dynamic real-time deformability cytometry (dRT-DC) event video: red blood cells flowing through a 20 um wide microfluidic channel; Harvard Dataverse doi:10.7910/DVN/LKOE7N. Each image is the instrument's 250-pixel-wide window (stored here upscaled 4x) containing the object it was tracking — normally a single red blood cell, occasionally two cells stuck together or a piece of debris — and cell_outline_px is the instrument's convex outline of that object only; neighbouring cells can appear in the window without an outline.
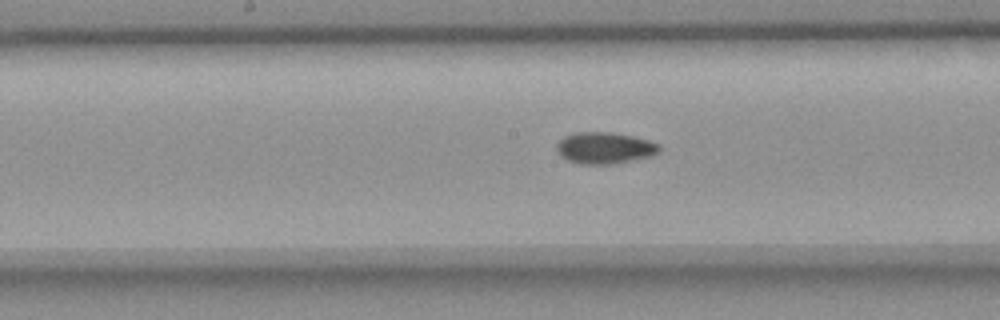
{"species": "common noctule bat (a hibernating species)", "species_latin": "Nyctalus noctula", "temperature_condition": "room temperature", "stored_images_in_passage": 17, "camera_frame_rate_fps": 3000, "um_per_image_px": 0.085, "animal": {"sex": "female", "body_mass_g": 18.4}, "frame": {"image": 1, "passage_image": 15, "time_ms": 4.667, "image_size_px": [1000, 320], "cell_outline_px": [[660, 152], [652, 156], [612, 164], [580, 164], [568, 160], [560, 156], [556, 152], [556, 144], [564, 136], [576, 132], [612, 132], [632, 136], [648, 140], [656, 144], [660, 148]], "centroid_in_image_um": [51.36, 12.58], "position_along_channel_um": 196.8, "area_um2": 18.9}}